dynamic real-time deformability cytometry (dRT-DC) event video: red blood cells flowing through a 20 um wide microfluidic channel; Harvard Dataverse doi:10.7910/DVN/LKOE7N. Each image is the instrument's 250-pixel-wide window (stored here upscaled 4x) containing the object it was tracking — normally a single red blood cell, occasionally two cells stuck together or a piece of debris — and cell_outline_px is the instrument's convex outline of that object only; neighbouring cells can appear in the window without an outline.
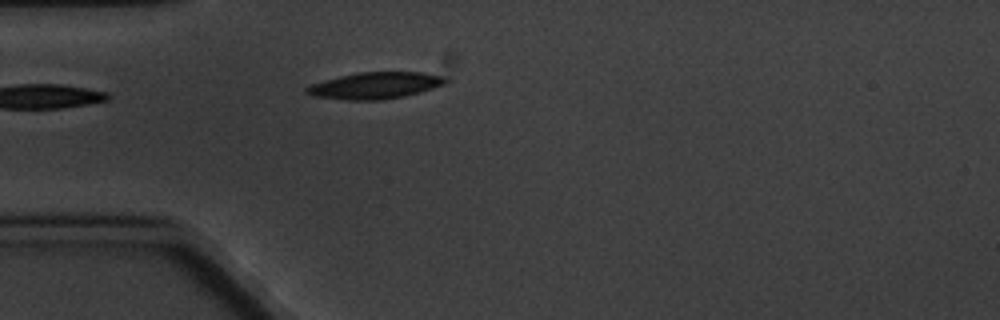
{"species": "common noctule bat (a hibernating species)", "species_latin": "Nyctalus noctula", "temperature_condition": "cold", "stored_images_in_passage": 1, "camera_frame_rate_fps": 3000, "um_per_image_px": 0.085, "animal": {"sex": "male", "body_mass_g": 20.1, "forearm_length_mm": 53.5}, "frame": {"image": 1, "passage_image": 1, "time_ms": 0.0, "image_size_px": [1000, 320], "cell_outline_px": [[448, 80], [444, 84], [420, 92], [404, 96], [384, 100], [344, 100], [316, 96], [304, 92], [304, 88], [312, 84], [324, 80], [356, 72], [420, 72], [444, 76]], "centroid_in_image_um": [31.88, 7.27], "position_along_channel_um": 53.1, "area_um2": 21.5}}